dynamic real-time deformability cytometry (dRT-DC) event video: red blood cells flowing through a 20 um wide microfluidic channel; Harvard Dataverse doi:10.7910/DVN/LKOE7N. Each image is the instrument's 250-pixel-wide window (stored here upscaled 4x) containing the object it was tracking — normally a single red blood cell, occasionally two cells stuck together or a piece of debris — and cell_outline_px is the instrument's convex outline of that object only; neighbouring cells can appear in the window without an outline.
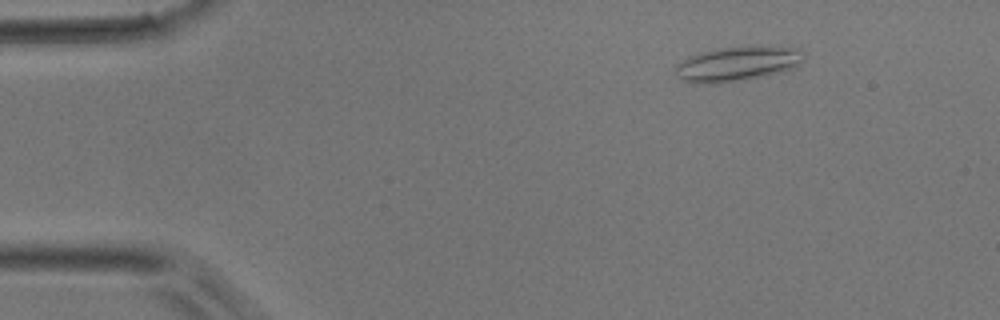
{"species": "common noctule bat (a hibernating species)", "species_latin": "Nyctalus noctula", "temperature_condition": "room temperature", "stored_images_in_passage": 15, "camera_frame_rate_fps": 3000, "um_per_image_px": 0.085, "animal": {"sex": "male", "body_mass_g": 17.9}, "frame": {"image": 1, "passage_image": 7, "time_ms": 2.0, "image_size_px": [1000, 320], "cell_outline_px": [[800, 60], [796, 68], [768, 76], [716, 84], [704, 84], [684, 80], [676, 76], [672, 68], [676, 64], [688, 56], [700, 52], [716, 48], [800, 48]], "centroid_in_image_um": [62.56, 5.47], "position_along_channel_um": 22.4, "area_um2": 25.49}}